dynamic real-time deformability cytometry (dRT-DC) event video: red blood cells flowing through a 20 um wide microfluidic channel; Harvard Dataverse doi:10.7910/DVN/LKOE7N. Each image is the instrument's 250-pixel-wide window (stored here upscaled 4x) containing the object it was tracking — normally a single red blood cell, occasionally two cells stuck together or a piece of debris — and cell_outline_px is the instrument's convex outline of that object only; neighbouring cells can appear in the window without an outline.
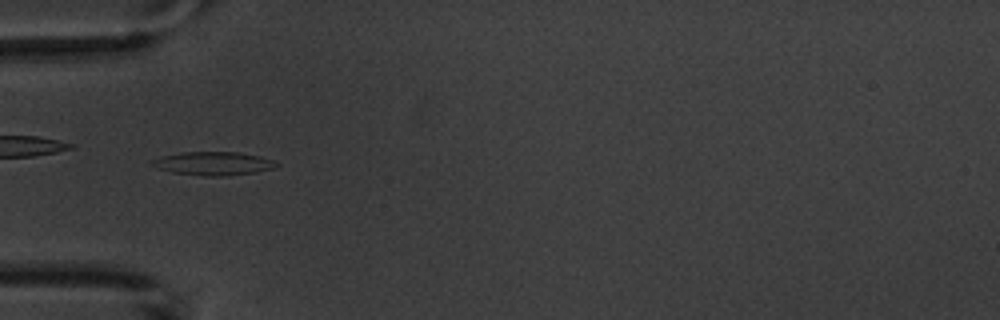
{"species": "common noctule bat (a hibernating species)", "species_latin": "Nyctalus noctula", "temperature_condition": "warm", "stored_images_in_passage": 7, "camera_frame_rate_fps": 3000, "um_per_image_px": 0.085, "animal": {"sex": "male", "body_mass_g": 20.1, "forearm_length_mm": 53.5}, "frame": {"image": 1, "passage_image": 6, "time_ms": 5.667, "image_size_px": [1000, 320], "cell_outline_px": [[280, 164], [276, 168], [256, 172], [224, 176], [204, 176], [172, 172], [156, 168], [148, 164], [148, 160], [160, 156], [180, 152], [236, 152], [260, 156], [272, 160]], "centroid_in_image_um": [18.07, 13.89], "position_along_channel_um": 66.9, "area_um2": 17.28}}
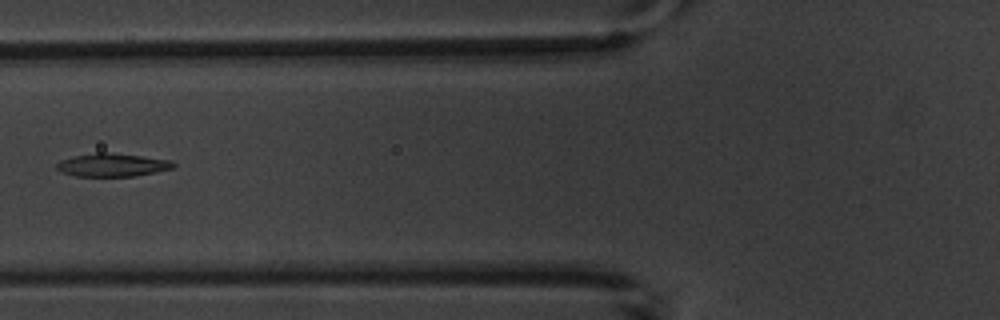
{"frame": {"image": 2, "passage_image": 7, "time_ms": 7.0, "image_size_px": [1000, 320], "cell_outline_px": [[176, 164], [172, 168], [156, 172], [136, 176], [76, 176], [60, 172], [56, 168], [56, 164], [60, 160], [72, 156], [96, 152], [104, 152], [140, 156], [172, 160]], "centroid_in_image_um": [9.52, 14.02], "position_along_channel_um": 116.3, "area_um2": 15.78}}